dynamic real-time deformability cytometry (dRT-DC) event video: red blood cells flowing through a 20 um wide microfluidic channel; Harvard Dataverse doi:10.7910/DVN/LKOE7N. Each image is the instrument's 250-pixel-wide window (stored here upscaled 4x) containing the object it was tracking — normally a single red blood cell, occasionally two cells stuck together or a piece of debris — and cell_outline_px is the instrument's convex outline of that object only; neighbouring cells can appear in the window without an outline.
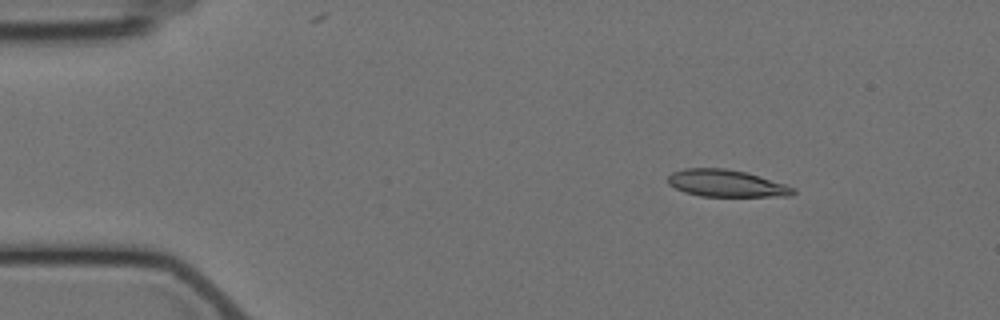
{"species": "Egyptian fruit bat (a non-hibernating species)", "species_latin": "Rousettus aegyptiacus", "temperature_condition": "cold", "stored_images_in_passage": 9, "camera_frame_rate_fps": 3000, "um_per_image_px": 0.085, "animal": {"sex": "female"}, "frame": {"image": 1, "passage_image": 2, "time_ms": 1.0, "image_size_px": [1000, 320], "cell_outline_px": [[796, 192], [792, 196], [700, 196], [684, 192], [668, 184], [668, 176], [672, 172], [684, 168], [724, 168], [748, 172], [796, 188]], "centroid_in_image_um": [61.74, 15.58], "position_along_channel_um": 23.3, "area_um2": 19.83}}
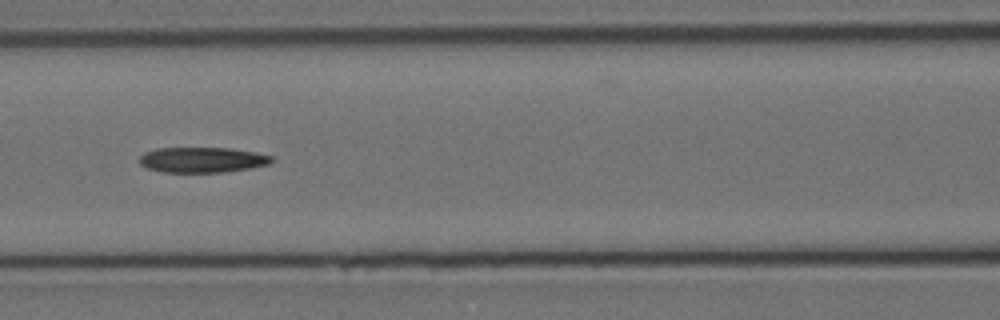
{"frame": {"image": 2, "passage_image": 7, "time_ms": 6.667, "image_size_px": [1000, 320], "cell_outline_px": [[276, 160], [272, 164], [252, 168], [224, 172], [164, 172], [148, 168], [140, 164], [140, 156], [144, 152], [156, 148], [228, 148], [256, 152], [272, 156]], "centroid_in_image_um": [17.26, 13.58], "position_along_channel_um": 149.3, "area_um2": 19.71}}
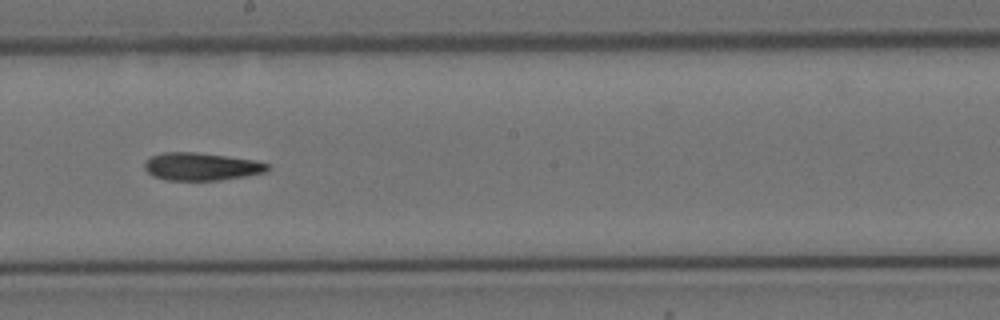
{"frame": {"image": 3, "passage_image": 9, "time_ms": 9.0, "image_size_px": [1000, 320], "cell_outline_px": [[272, 168], [264, 172], [244, 176], [220, 180], [164, 180], [152, 176], [144, 168], [144, 164], [152, 156], [164, 152], [196, 152], [256, 160], [268, 164]], "centroid_in_image_um": [17.11, 14.16], "position_along_channel_um": 231.1, "area_um2": 19.83}}